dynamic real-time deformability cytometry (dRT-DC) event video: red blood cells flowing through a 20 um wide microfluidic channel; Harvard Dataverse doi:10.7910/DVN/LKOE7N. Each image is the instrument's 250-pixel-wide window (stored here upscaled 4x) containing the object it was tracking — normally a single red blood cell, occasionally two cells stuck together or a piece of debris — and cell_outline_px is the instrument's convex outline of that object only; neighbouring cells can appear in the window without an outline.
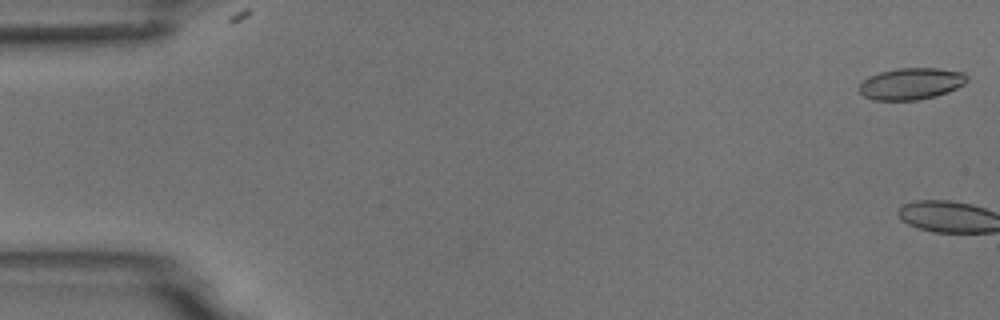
{"species": "common noctule bat (a hibernating species)", "species_latin": "Nyctalus noctula", "temperature_condition": "room temperature", "stored_images_in_passage": 9, "camera_frame_rate_fps": 3000, "um_per_image_px": 0.085, "animal": {"sex": "male", "body_mass_g": 18.8}, "frame": {"image": 1, "passage_image": 1, "time_ms": 0.0, "image_size_px": [1000, 320], "cell_outline_px": [[968, 80], [964, 84], [948, 92], [936, 96], [916, 100], [872, 100], [864, 96], [860, 92], [860, 84], [868, 76], [880, 72], [896, 68], [940, 68], [964, 72], [968, 76]], "centroid_in_image_um": [77.47, 7.11], "position_along_channel_um": 7.5, "area_um2": 20.0}}